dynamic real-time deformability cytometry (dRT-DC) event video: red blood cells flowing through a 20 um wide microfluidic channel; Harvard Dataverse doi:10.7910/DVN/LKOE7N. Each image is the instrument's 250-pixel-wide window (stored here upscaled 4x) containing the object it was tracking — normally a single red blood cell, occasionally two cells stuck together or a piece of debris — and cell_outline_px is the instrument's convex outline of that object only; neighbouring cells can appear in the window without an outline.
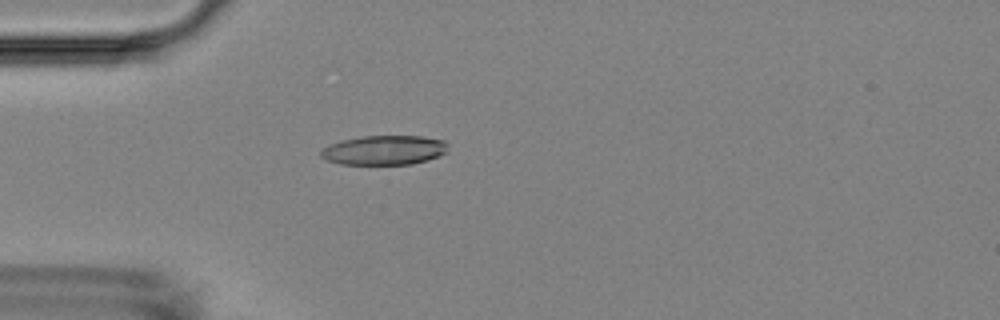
{"species": "Egyptian fruit bat (a non-hibernating species)", "species_latin": "Rousettus aegyptiacus", "temperature_condition": "room temperature", "stored_images_in_passage": 49, "camera_frame_rate_fps": 3000, "um_per_image_px": 0.085, "animal": {"sex": "female"}, "frame": {"image": 1, "passage_image": 10, "time_ms": 3.0, "image_size_px": [1000, 320], "cell_outline_px": [[448, 152], [428, 160], [412, 164], [340, 164], [328, 160], [320, 156], [320, 152], [324, 148], [340, 140], [360, 136], [424, 136], [444, 140], [448, 144]], "centroid_in_image_um": [32.7, 12.75], "position_along_channel_um": 52.3, "area_um2": 21.91}}
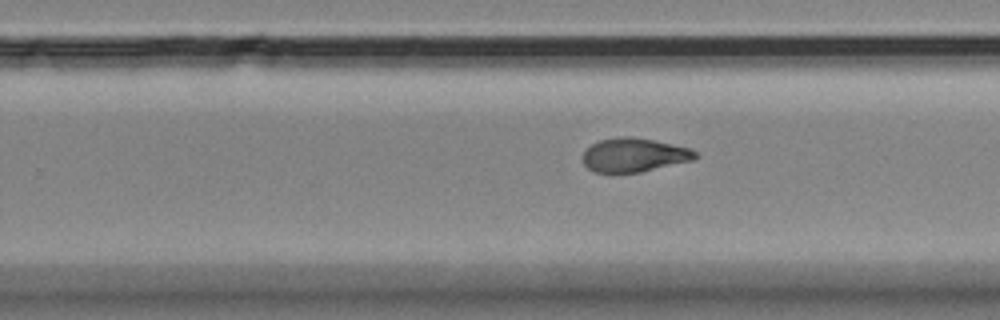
{"frame": {"image": 2, "passage_image": 29, "time_ms": 9.333, "image_size_px": [1000, 320], "cell_outline_px": [[700, 156], [692, 160], [640, 172], [592, 172], [584, 164], [584, 152], [592, 144], [600, 140], [620, 136], [632, 136], [692, 148]], "centroid_in_image_um": [53.92, 13.17], "position_along_channel_um": 275.9, "area_um2": 22.02}}
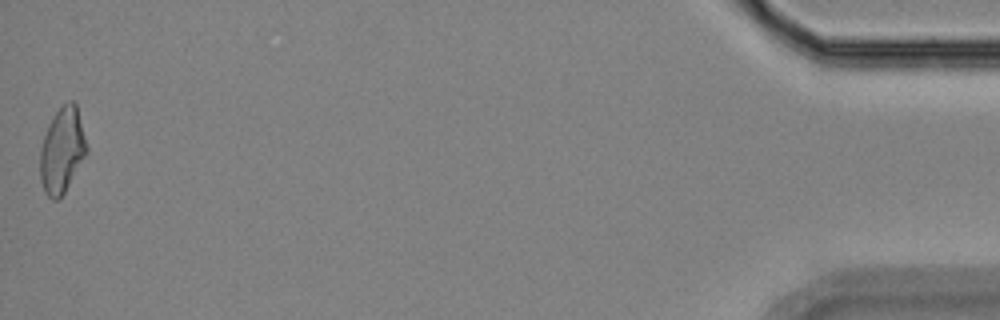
{"frame": {"image": 3, "passage_image": 49, "time_ms": 16.0, "image_size_px": [1000, 320], "cell_outline_px": [[88, 152], [64, 192], [56, 200], [52, 200], [44, 192], [40, 180], [40, 148], [48, 124], [52, 116], [68, 100], [72, 100], [76, 104], [88, 148]], "centroid_in_image_um": [5.27, 12.77], "position_along_channel_um": 429.9, "area_um2": 23.06}, "authors_computed_cell_mechanics": {"area_um2": 22.4842, "velocity_mm_per_s": 3.6645, "shape_relaxation_time_tau1_ms": 5.6199, "shape_relaxation_time_tau2_ms": 2.8903, "deformation_change_tau1": 0.1595, "deformation_change_tau2": 0.0926}}